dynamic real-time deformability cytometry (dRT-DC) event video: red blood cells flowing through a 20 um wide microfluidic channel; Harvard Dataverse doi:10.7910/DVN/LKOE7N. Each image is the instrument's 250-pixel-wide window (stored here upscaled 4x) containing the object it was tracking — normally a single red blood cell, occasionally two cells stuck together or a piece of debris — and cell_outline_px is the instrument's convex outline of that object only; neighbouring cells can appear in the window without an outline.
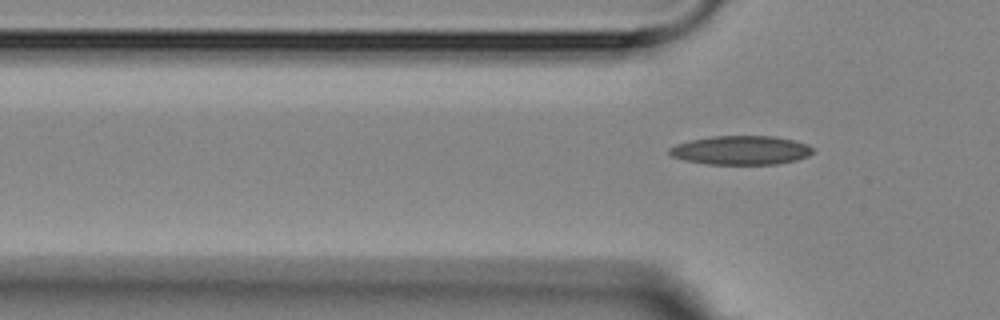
{"species": "Egyptian fruit bat (a non-hibernating species)", "species_latin": "Rousettus aegyptiacus", "temperature_condition": "room temperature", "stored_images_in_passage": 5, "camera_frame_rate_fps": 3000, "um_per_image_px": 0.085, "animal": {"sex": "female"}, "frame": {"image": 1, "passage_image": 5, "time_ms": 4.667, "image_size_px": [1000, 320], "cell_outline_px": [[812, 152], [808, 156], [796, 160], [776, 164], [708, 164], [684, 160], [672, 156], [668, 152], [668, 148], [676, 144], [692, 140], [712, 136], [772, 136], [792, 140], [808, 144], [812, 148]], "centroid_in_image_um": [62.96, 12.77], "position_along_channel_um": 62.8, "area_um2": 24.04}}